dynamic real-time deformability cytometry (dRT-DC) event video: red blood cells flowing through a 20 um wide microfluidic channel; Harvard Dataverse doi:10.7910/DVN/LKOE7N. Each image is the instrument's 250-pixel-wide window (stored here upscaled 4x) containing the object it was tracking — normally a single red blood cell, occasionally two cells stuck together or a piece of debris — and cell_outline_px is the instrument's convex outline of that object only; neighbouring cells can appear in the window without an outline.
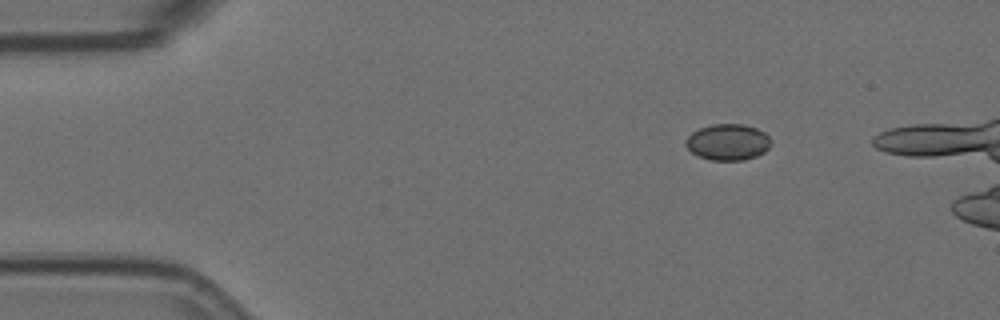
{"species": "Egyptian fruit bat (a non-hibernating species)", "species_latin": "Rousettus aegyptiacus", "temperature_condition": "room temperature", "stored_images_in_passage": 13, "camera_frame_rate_fps": 3000, "um_per_image_px": 0.085, "animal": {"sex": "female"}, "frame": {"image": 1, "passage_image": 1, "time_ms": 0.0, "image_size_px": [1000, 320], "cell_outline_px": [[772, 144], [764, 152], [756, 156], [744, 160], [712, 160], [696, 156], [684, 144], [684, 140], [692, 132], [700, 128], [712, 124], [744, 124], [756, 128], [764, 132], [772, 140]], "centroid_in_image_um": [61.86, 12.08], "position_along_channel_um": 23.1, "area_um2": 18.15}}
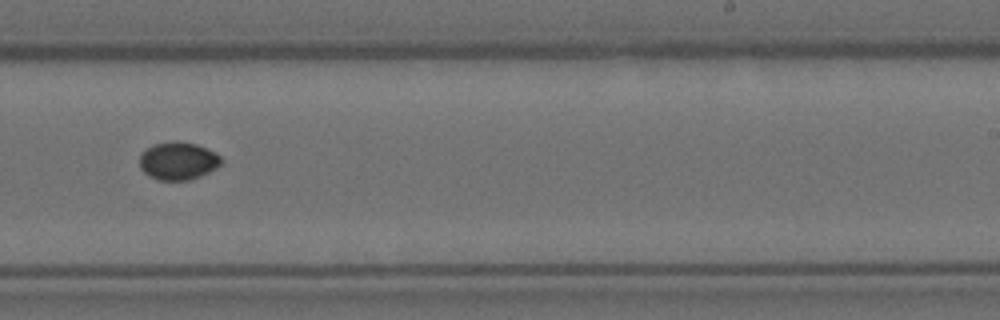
{"frame": {"image": 2, "passage_image": 8, "time_ms": 2.333, "image_size_px": [1000, 320], "cell_outline_px": [[220, 164], [216, 168], [200, 176], [188, 180], [160, 180], [148, 176], [140, 168], [140, 156], [148, 148], [156, 144], [172, 140], [176, 140], [196, 144], [220, 156]], "centroid_in_image_um": [15.11, 13.68], "position_along_channel_um": 273.9, "area_um2": 17.69}}
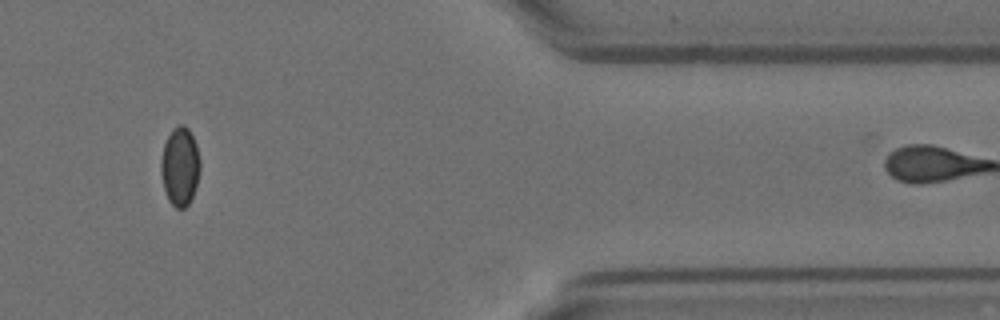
{"frame": {"image": 3, "passage_image": 11, "time_ms": 3.333, "image_size_px": [1000, 320], "cell_outline_px": [[200, 168], [196, 184], [192, 196], [188, 204], [184, 208], [176, 208], [168, 200], [164, 188], [160, 168], [160, 160], [164, 144], [172, 128], [180, 124], [184, 124], [188, 128], [196, 144], [200, 160]], "centroid_in_image_um": [15.29, 14.12], "position_along_channel_um": 396.1, "area_um2": 17.86}}